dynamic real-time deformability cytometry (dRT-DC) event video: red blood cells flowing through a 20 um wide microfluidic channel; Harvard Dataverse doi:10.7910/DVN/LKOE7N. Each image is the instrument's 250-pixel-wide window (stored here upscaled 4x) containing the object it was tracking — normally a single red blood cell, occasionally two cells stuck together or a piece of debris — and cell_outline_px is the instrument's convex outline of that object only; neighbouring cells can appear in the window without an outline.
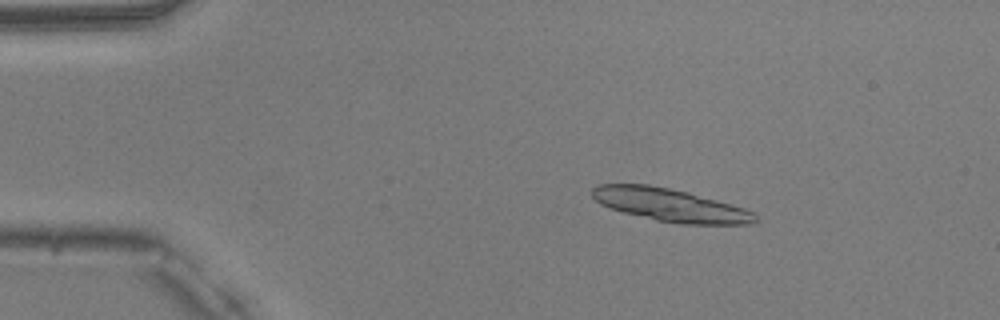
{"species": "common noctule bat (a hibernating species)", "species_latin": "Nyctalus noctula", "temperature_condition": "warm", "stored_images_in_passage": 51, "camera_frame_rate_fps": 3000, "um_per_image_px": 0.085, "animal": {"sex": "male", "body_mass_g": 20.5, "forearm_length_mm": 52.5}, "frame": {"image": 1, "passage_image": 8, "time_ms": 2.333, "image_size_px": [1000, 320], "cell_outline_px": [[756, 220], [752, 224], [684, 224], [656, 220], [608, 208], [600, 204], [592, 196], [592, 188], [596, 184], [648, 184], [688, 192], [732, 204], [744, 208], [752, 212], [756, 216]], "centroid_in_image_um": [56.93, 17.42], "position_along_channel_um": 28.1, "area_um2": 31.1}, "authors_computed_cell_mechanics": {"area_um2": 16.0106, "velocity_mm_per_s": 3.9919, "shape_relaxation_time_tau1_ms": 4.8078, "shape_relaxation_time_tau2_ms": 1.6554, "deformation_change_tau1": 0.1848, "deformation_change_tau2": 0.0988}}